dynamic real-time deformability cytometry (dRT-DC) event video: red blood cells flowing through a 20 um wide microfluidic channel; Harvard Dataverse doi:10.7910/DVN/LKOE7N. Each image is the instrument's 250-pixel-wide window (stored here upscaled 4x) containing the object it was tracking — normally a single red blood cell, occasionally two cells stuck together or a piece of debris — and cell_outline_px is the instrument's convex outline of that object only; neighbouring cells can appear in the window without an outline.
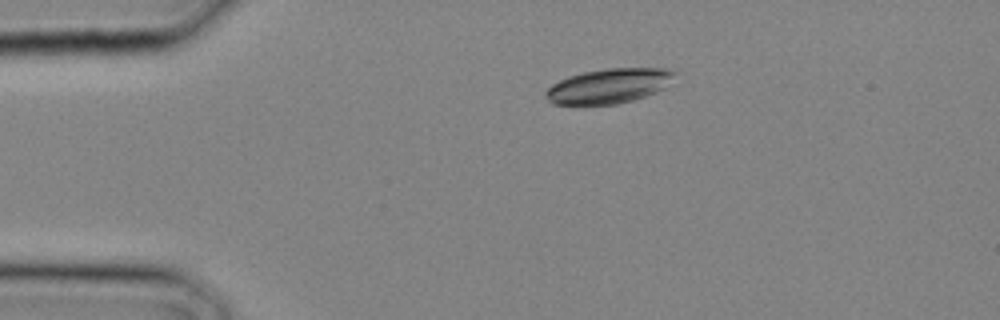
{"species": "common noctule bat (a hibernating species)", "species_latin": "Nyctalus noctula", "temperature_condition": "cold", "stored_images_in_passage": 20, "camera_frame_rate_fps": 3000, "um_per_image_px": 0.085, "animal": {"sex": "male", "body_mass_g": 20.4}, "frame": {"image": 1, "passage_image": 6, "time_ms": 1.667, "image_size_px": [1000, 320], "cell_outline_px": [[676, 72], [664, 88], [656, 92], [632, 100], [616, 104], [552, 104], [544, 96], [544, 92], [552, 84], [568, 76], [584, 72], [604, 68], [668, 68]], "centroid_in_image_um": [51.72, 7.3], "position_along_channel_um": 33.3, "area_um2": 25.95}}
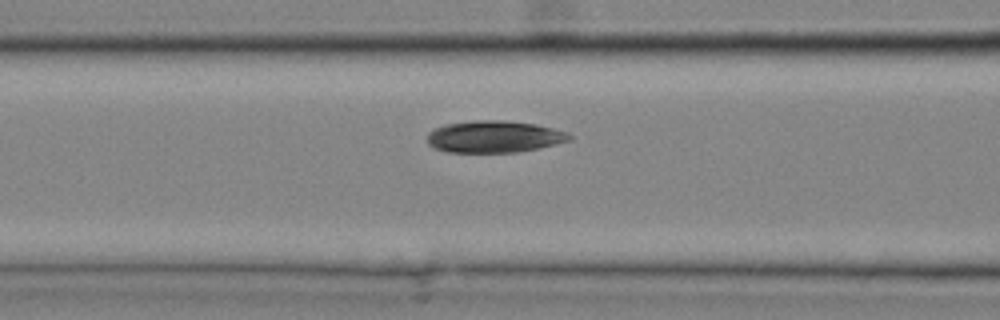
{"frame": {"image": 2, "passage_image": 12, "time_ms": 3.667, "image_size_px": [1000, 320], "cell_outline_px": [[572, 140], [556, 144], [520, 152], [448, 152], [432, 148], [428, 144], [428, 132], [444, 124], [472, 120], [500, 120], [536, 124], [568, 132], [572, 136]], "centroid_in_image_um": [42.0, 11.62], "position_along_channel_um": 124.6, "area_um2": 26.59}}
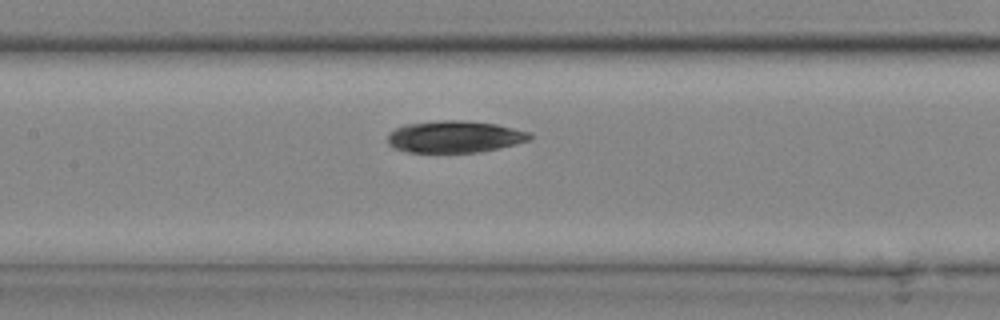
{"frame": {"image": 3, "passage_image": 14, "time_ms": 4.333, "image_size_px": [1000, 320], "cell_outline_px": [[532, 140], [500, 148], [480, 152], [408, 152], [392, 148], [388, 144], [388, 132], [404, 124], [440, 120], [460, 120], [496, 124], [532, 132]], "centroid_in_image_um": [38.66, 11.62], "position_along_channel_um": 168.7, "area_um2": 26.7}}